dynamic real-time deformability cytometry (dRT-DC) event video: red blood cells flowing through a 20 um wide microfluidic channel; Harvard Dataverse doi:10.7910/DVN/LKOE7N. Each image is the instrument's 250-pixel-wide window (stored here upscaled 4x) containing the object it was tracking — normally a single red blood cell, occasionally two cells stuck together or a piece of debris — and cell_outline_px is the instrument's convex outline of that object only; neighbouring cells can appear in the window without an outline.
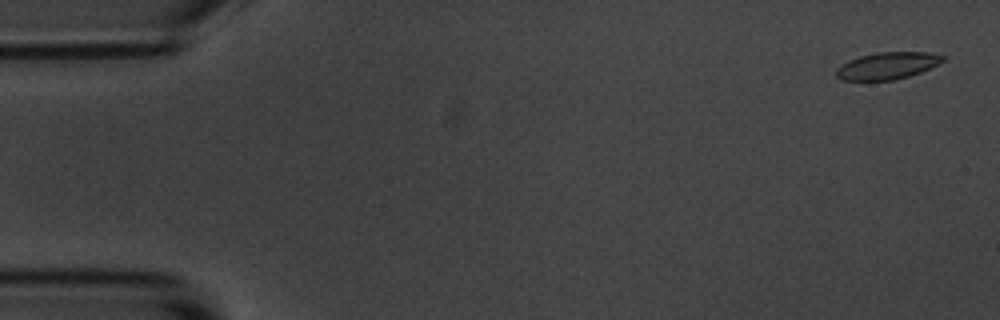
{"species": "common noctule bat (a hibernating species)", "species_latin": "Nyctalus noctula", "temperature_condition": "room temperature", "stored_images_in_passage": 5, "camera_frame_rate_fps": 3000, "um_per_image_px": 0.085, "animal": {"sex": "male", "body_mass_g": 20.1, "forearm_length_mm": 53.5}, "frame": {"image": 1, "passage_image": 1, "time_ms": 0.0, "image_size_px": [1000, 320], "cell_outline_px": [[944, 60], [940, 64], [920, 72], [896, 80], [840, 80], [836, 76], [836, 68], [840, 64], [848, 60], [860, 56], [876, 52], [928, 52], [944, 56]], "centroid_in_image_um": [75.4, 5.58], "position_along_channel_um": 9.6, "area_um2": 16.88}}
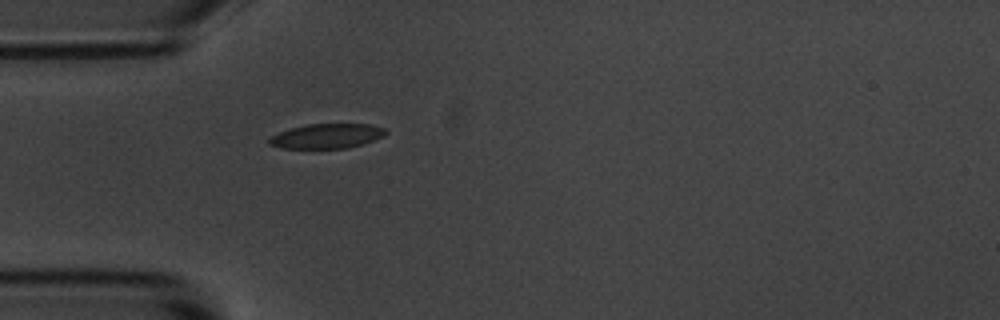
{"frame": {"image": 2, "passage_image": 5, "time_ms": 4.667, "image_size_px": [1000, 320], "cell_outline_px": [[388, 132], [384, 136], [348, 148], [284, 148], [268, 144], [268, 140], [272, 136], [280, 132], [292, 128], [308, 124], [372, 124], [384, 128]], "centroid_in_image_um": [27.8, 11.56], "position_along_channel_um": 57.2, "area_um2": 16.53}}